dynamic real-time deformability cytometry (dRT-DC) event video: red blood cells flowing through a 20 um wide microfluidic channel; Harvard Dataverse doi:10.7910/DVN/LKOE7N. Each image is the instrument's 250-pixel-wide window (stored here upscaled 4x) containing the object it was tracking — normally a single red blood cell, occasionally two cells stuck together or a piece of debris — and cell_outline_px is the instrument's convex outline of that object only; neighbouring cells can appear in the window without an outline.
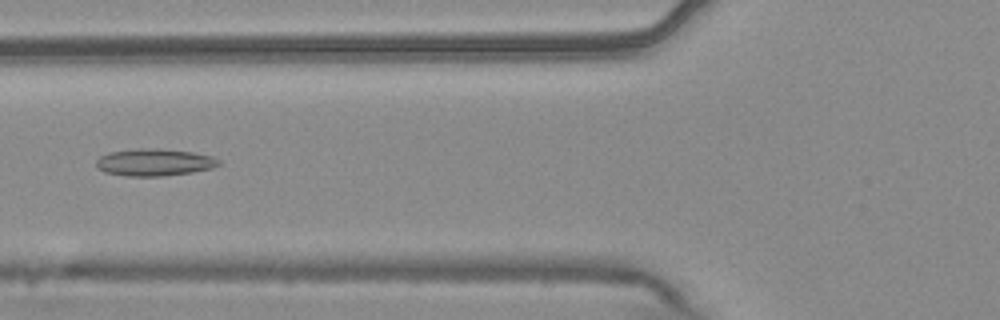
{"species": "common noctule bat (a hibernating species)", "species_latin": "Nyctalus noctula", "temperature_condition": "warm", "stored_images_in_passage": 46, "camera_frame_rate_fps": 3000, "um_per_image_px": 0.085, "animal": {"sex": "male", "body_mass_g": 20.4}, "frame": {"image": 1, "passage_image": 13, "time_ms": 4.0, "image_size_px": [1000, 320], "cell_outline_px": [[220, 164], [212, 168], [192, 172], [164, 176], [128, 176], [104, 172], [96, 164], [96, 160], [100, 156], [108, 152], [136, 148], [160, 148], [192, 152], [212, 156], [220, 160]], "centroid_in_image_um": [13.12, 13.78], "position_along_channel_um": 112.7, "area_um2": 19.48}}
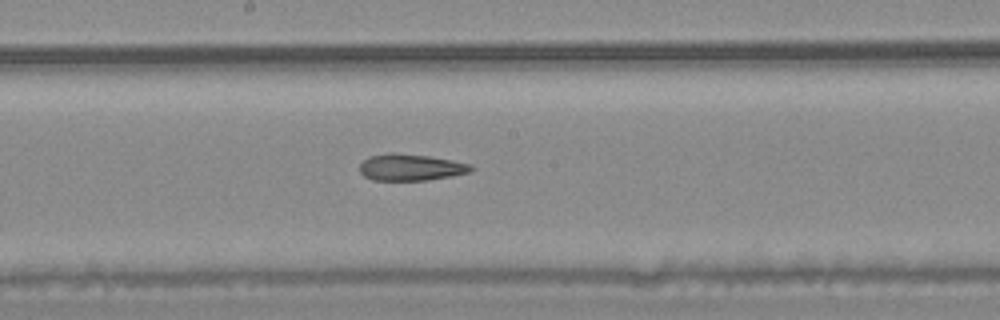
{"frame": {"image": 2, "passage_image": 21, "time_ms": 6.667, "image_size_px": [1000, 320], "cell_outline_px": [[476, 168], [472, 172], [452, 176], [428, 180], [372, 180], [364, 176], [360, 172], [360, 164], [368, 156], [388, 152], [392, 152], [428, 156], [452, 160], [472, 164]], "centroid_in_image_um": [34.94, 14.22], "position_along_channel_um": 213.3, "area_um2": 17.51}}
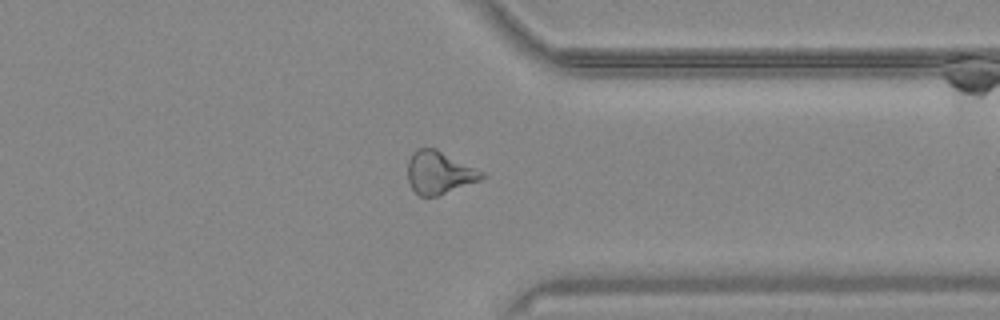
{"frame": {"image": 3, "passage_image": 34, "time_ms": 11.0, "image_size_px": [1000, 320], "cell_outline_px": [[484, 176], [480, 180], [436, 196], [420, 196], [412, 188], [408, 180], [408, 160], [412, 152], [416, 148], [436, 148], [484, 172]], "centroid_in_image_um": [37.31, 14.65], "position_along_channel_um": 374.1, "area_um2": 18.26}, "authors_computed_cell_mechanics": {"area_um2": 18.5249, "velocity_mm_per_s": 3.7638, "shape_relaxation_time_tau1_ms": null, "shape_relaxation_time_tau2_ms": 6.9258, "deformation_change_tau1": null, "deformation_change_tau2": 0.1951}}